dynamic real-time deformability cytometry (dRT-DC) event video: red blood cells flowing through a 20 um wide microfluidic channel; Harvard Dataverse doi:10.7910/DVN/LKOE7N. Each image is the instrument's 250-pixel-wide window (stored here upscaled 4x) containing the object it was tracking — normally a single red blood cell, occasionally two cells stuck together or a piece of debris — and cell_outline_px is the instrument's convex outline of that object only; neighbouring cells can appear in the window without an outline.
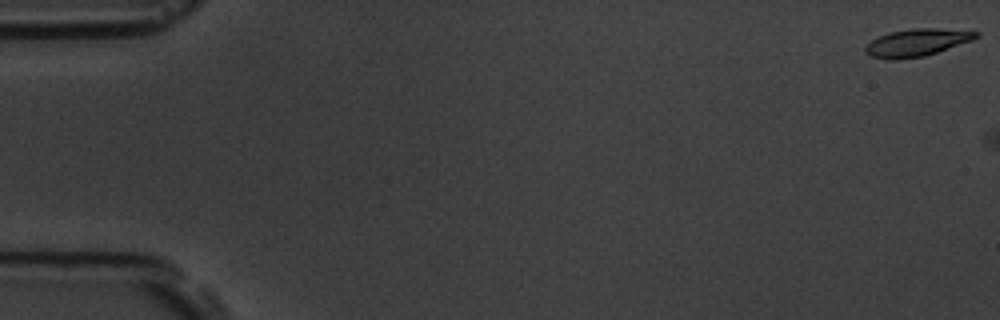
{"species": "common noctule bat (a hibernating species)", "species_latin": "Nyctalus noctula", "temperature_condition": "room temperature", "stored_images_in_passage": 3, "camera_frame_rate_fps": 3000, "um_per_image_px": 0.085, "animal": {"sex": "male", "body_mass_g": 19.5, "forearm_length_mm": 54.6}, "frame": {"image": 1, "passage_image": 1, "time_ms": 0.0, "image_size_px": [1000, 320], "cell_outline_px": [[980, 36], [972, 40], [924, 56], [896, 60], [888, 60], [872, 56], [864, 52], [864, 48], [872, 40], [880, 36], [892, 32], [912, 28], [936, 28], [980, 32]], "centroid_in_image_um": [77.92, 3.62], "position_along_channel_um": 7.1, "area_um2": 17.46}}